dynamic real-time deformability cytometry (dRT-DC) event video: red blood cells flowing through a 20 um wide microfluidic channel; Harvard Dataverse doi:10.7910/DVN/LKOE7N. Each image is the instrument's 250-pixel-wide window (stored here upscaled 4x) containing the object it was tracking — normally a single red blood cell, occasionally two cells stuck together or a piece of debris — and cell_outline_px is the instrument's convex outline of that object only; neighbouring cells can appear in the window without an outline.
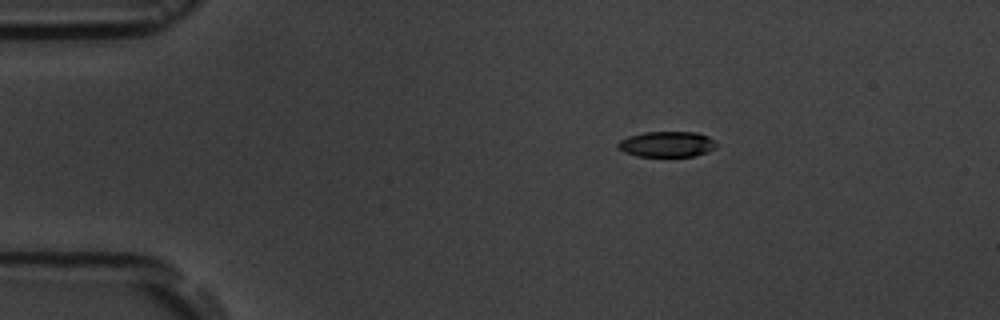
{"species": "common noctule bat (a hibernating species)", "species_latin": "Nyctalus noctula", "temperature_condition": "room temperature", "stored_images_in_passage": 3, "camera_frame_rate_fps": 3000, "um_per_image_px": 0.085, "animal": {"sex": "male", "body_mass_g": 19.5, "forearm_length_mm": 54.6}, "frame": {"image": 1, "passage_image": 1, "time_ms": 0.0, "image_size_px": [1000, 320], "cell_outline_px": [[716, 148], [708, 152], [696, 156], [636, 156], [624, 152], [616, 144], [620, 140], [628, 136], [644, 132], [696, 132], [708, 136], [716, 140]], "centroid_in_image_um": [56.72, 12.25], "position_along_channel_um": 28.3, "area_um2": 14.8}}